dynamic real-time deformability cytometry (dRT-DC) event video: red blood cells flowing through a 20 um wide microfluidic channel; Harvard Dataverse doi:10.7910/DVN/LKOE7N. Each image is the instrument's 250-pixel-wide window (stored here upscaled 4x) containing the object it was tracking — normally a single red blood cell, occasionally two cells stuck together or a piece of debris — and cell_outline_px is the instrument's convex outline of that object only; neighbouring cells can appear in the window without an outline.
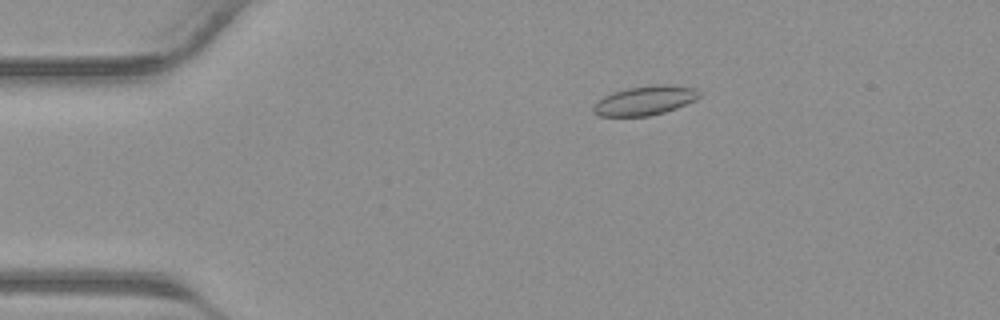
{"species": "common noctule bat (a hibernating species)", "species_latin": "Nyctalus noctula", "temperature_condition": "warm", "stored_images_in_passage": 37, "camera_frame_rate_fps": 3000, "um_per_image_px": 0.085, "animal": {"sex": "male", "body_mass_g": 23.1, "forearm_length_mm": 52.7}, "frame": {"image": 1, "passage_image": 4, "time_ms": 1.0, "image_size_px": [1000, 320], "cell_outline_px": [[700, 96], [696, 100], [676, 108], [664, 112], [648, 116], [600, 116], [592, 112], [592, 104], [596, 100], [612, 92], [628, 88], [648, 84], [668, 84], [696, 88], [700, 92]], "centroid_in_image_um": [54.79, 8.53], "position_along_channel_um": 30.2, "area_um2": 18.38}}
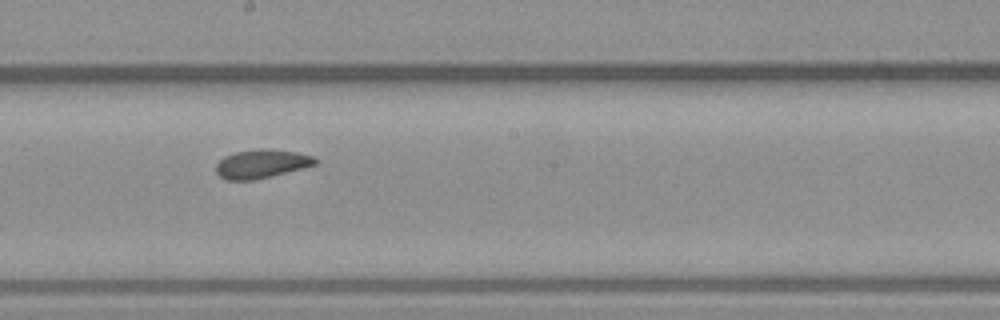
{"frame": {"image": 2, "passage_image": 19, "time_ms": 6.0, "image_size_px": [1000, 320], "cell_outline_px": [[320, 160], [316, 164], [304, 168], [256, 180], [228, 180], [220, 176], [216, 172], [216, 164], [224, 156], [236, 152], [260, 148], [264, 148], [296, 152], [316, 156]], "centroid_in_image_um": [22.28, 13.92], "position_along_channel_um": 225.9, "area_um2": 16.76}}
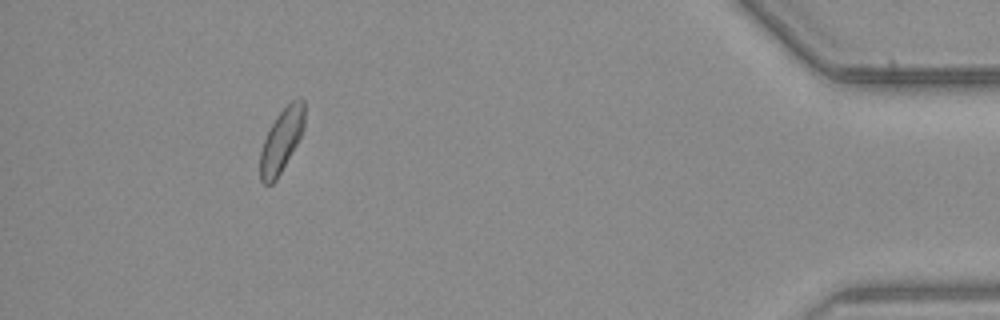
{"frame": {"image": 3, "passage_image": 34, "time_ms": 11.0, "image_size_px": [1000, 320], "cell_outline_px": [[304, 128], [296, 144], [276, 180], [272, 184], [264, 184], [260, 180], [260, 152], [264, 140], [276, 116], [292, 100], [300, 96], [304, 100]], "centroid_in_image_um": [23.92, 11.93], "position_along_channel_um": 411.3, "area_um2": 16.13}}